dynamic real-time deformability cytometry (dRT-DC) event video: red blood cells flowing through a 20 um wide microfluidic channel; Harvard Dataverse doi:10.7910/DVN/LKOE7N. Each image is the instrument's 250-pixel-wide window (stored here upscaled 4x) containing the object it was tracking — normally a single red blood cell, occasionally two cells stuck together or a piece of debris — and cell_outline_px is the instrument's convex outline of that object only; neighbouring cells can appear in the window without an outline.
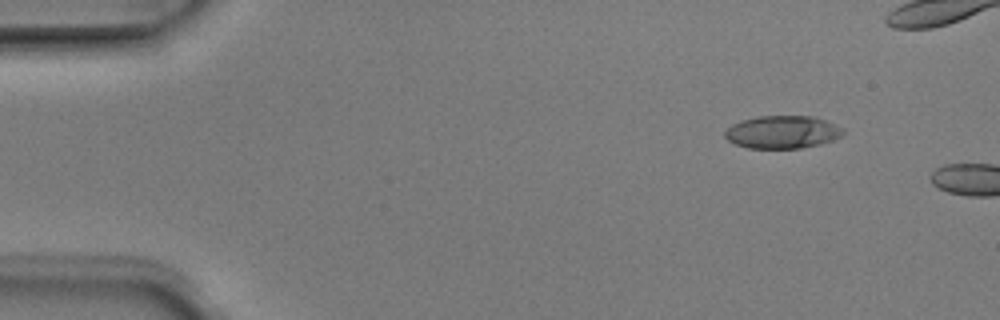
{"species": "Egyptian fruit bat (a non-hibernating species)", "species_latin": "Rousettus aegyptiacus", "temperature_condition": "room temperature", "stored_images_in_passage": 2, "camera_frame_rate_fps": 3000, "um_per_image_px": 0.085, "animal": {"sex": "male"}, "frame": {"image": 1, "passage_image": 1, "time_ms": 0.0, "image_size_px": [1000, 320], "cell_outline_px": [[844, 132], [840, 136], [832, 140], [820, 144], [800, 148], [748, 148], [736, 144], [728, 140], [724, 136], [724, 132], [732, 124], [740, 120], [756, 116], [816, 116], [844, 128]], "centroid_in_image_um": [66.5, 11.21], "position_along_channel_um": 18.5, "area_um2": 22.66}}